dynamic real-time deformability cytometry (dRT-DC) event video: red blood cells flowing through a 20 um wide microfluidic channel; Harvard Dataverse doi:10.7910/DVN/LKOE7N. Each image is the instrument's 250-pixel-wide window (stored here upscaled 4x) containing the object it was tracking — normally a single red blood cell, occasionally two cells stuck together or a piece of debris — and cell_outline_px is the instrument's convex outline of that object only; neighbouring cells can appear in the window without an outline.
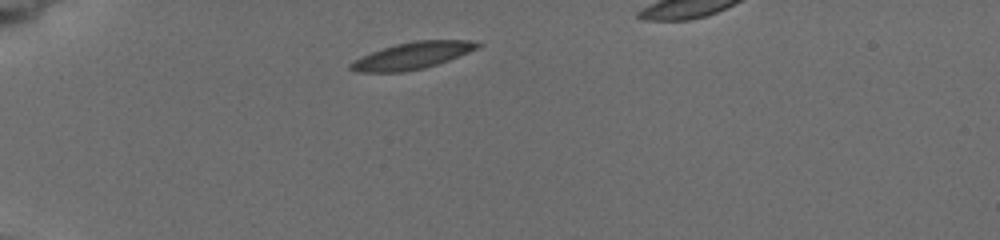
{"species": "common noctule bat (a hibernating species)", "species_latin": "Nyctalus noctula", "temperature_condition": "cold", "stored_images_in_passage": 3, "segment_of_instrument_passage": [1, 2], "camera_frame_rate_fps": 3000, "um_per_image_px": 0.085, "animal": {"sex": "female", "body_mass_g": 19.5, "forearm_length_mm": 54.1}, "frame": {"image": 1, "passage_image": 1, "time_ms": 0.0, "image_size_px": [1000, 240], "cell_outline_px": [[484, 44], [480, 48], [448, 60], [424, 68], [404, 72], [356, 72], [348, 68], [348, 64], [360, 56], [396, 44], [416, 40], [476, 40]], "centroid_in_image_um": [35.07, 4.72], "position_along_channel_um": 49.9, "area_um2": 20.0}}